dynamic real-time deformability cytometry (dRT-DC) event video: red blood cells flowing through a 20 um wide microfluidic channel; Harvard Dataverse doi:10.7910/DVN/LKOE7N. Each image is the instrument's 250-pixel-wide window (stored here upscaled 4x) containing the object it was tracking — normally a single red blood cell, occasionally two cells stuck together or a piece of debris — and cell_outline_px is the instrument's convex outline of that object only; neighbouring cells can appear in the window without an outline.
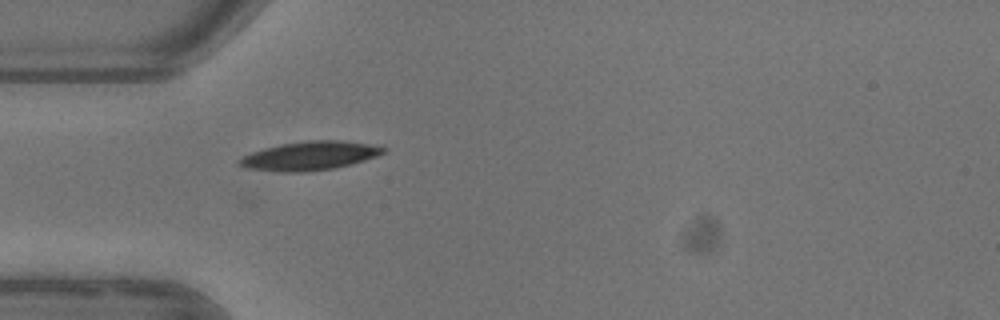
{"species": "common noctule bat (a hibernating species)", "species_latin": "Nyctalus noctula", "temperature_condition": "warm", "stored_images_in_passage": 5, "camera_frame_rate_fps": 3000, "um_per_image_px": 0.085, "animal": {"sex": "female"}, "frame": {"image": 1, "passage_image": 5, "time_ms": 5.667, "image_size_px": [1000, 320], "cell_outline_px": [[388, 148], [384, 152], [376, 156], [352, 164], [336, 168], [304, 172], [276, 172], [244, 168], [236, 164], [236, 160], [252, 152], [264, 148], [284, 144], [308, 140], [340, 140], [368, 144]], "centroid_in_image_um": [26.28, 13.26], "position_along_channel_um": 58.7, "area_um2": 24.22}}